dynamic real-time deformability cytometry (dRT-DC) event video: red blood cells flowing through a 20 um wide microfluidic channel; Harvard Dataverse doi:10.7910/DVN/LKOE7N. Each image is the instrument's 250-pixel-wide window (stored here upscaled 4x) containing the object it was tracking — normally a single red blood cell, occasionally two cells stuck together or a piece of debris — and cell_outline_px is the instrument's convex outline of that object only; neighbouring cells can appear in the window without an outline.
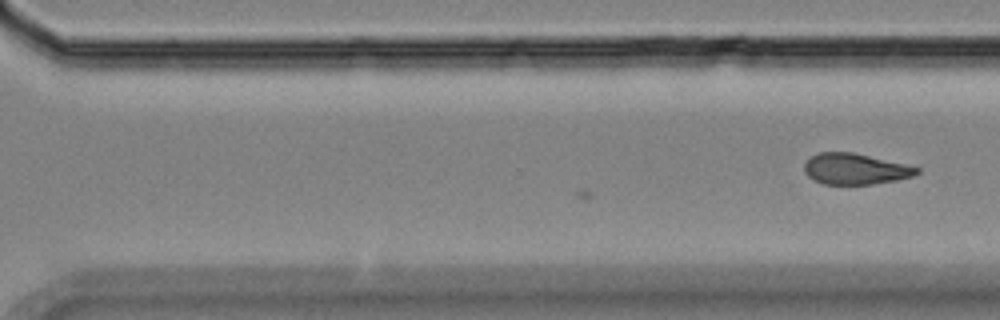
{"species": "Egyptian fruit bat (a non-hibernating species)", "species_latin": "Rousettus aegyptiacus", "temperature_condition": "room temperature", "stored_images_in_passage": 32, "camera_frame_rate_fps": 3000, "um_per_image_px": 0.085, "animal": {"sex": "female"}, "frame": {"image": 1, "passage_image": 32, "time_ms": 10.333, "image_size_px": [1000, 320], "cell_outline_px": [[920, 172], [912, 176], [896, 180], [872, 184], [824, 184], [812, 180], [804, 172], [804, 164], [808, 156], [816, 152], [852, 152], [904, 164], [920, 168]], "centroid_in_image_um": [72.62, 14.35], "position_along_channel_um": 298.0, "area_um2": 20.35}}